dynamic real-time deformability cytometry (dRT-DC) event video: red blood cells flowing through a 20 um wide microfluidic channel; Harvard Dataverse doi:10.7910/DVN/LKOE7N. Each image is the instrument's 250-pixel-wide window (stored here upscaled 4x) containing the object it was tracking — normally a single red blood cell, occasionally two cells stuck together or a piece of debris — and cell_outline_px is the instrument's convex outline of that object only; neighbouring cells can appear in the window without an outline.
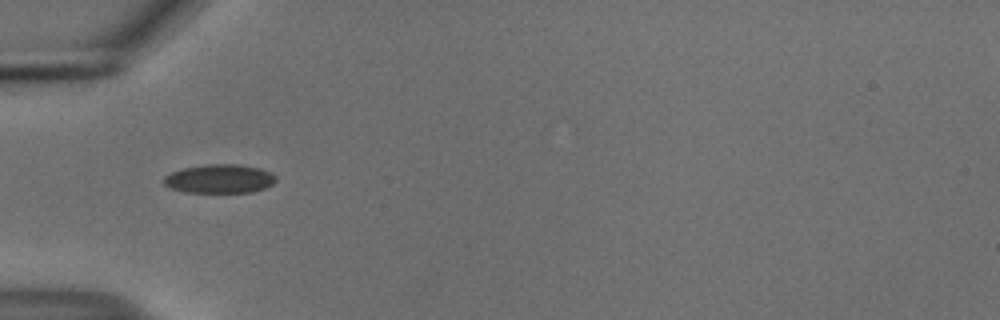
{"species": "common noctule bat (a hibernating species)", "species_latin": "Nyctalus noctula", "temperature_condition": "cold", "stored_images_in_passage": 38, "camera_frame_rate_fps": 3000, "um_per_image_px": 0.085, "animal": {"sex": "male", "body_mass_g": 18.8}, "frame": {"image": 1, "passage_image": 1, "time_ms": 0.0, "image_size_px": [1000, 320], "cell_outline_px": [[276, 180], [272, 184], [264, 188], [252, 192], [184, 192], [172, 188], [164, 184], [164, 176], [172, 172], [184, 168], [208, 164], [240, 164], [260, 168], [276, 176]], "centroid_in_image_um": [18.67, 15.19], "position_along_channel_um": 66.3, "area_um2": 18.67}}
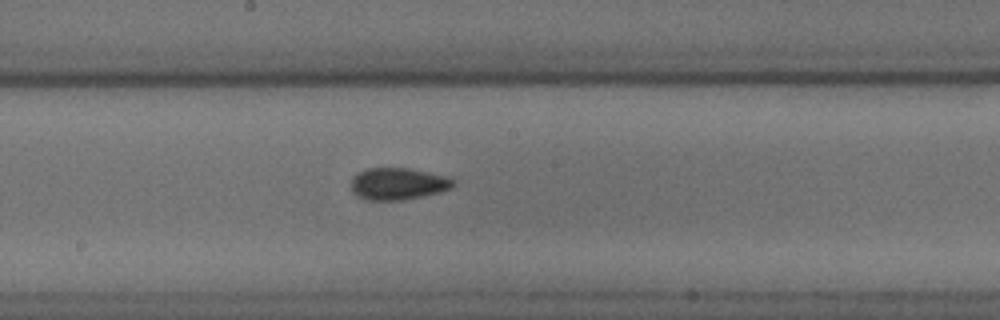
{"frame": {"image": 2, "passage_image": 13, "time_ms": 4.0, "image_size_px": [1000, 320], "cell_outline_px": [[456, 184], [452, 188], [440, 192], [424, 196], [404, 200], [364, 200], [356, 196], [352, 192], [352, 176], [356, 172], [368, 168], [408, 168], [448, 176], [456, 180]], "centroid_in_image_um": [33.84, 15.62], "position_along_channel_um": 214.4, "area_um2": 19.42}}
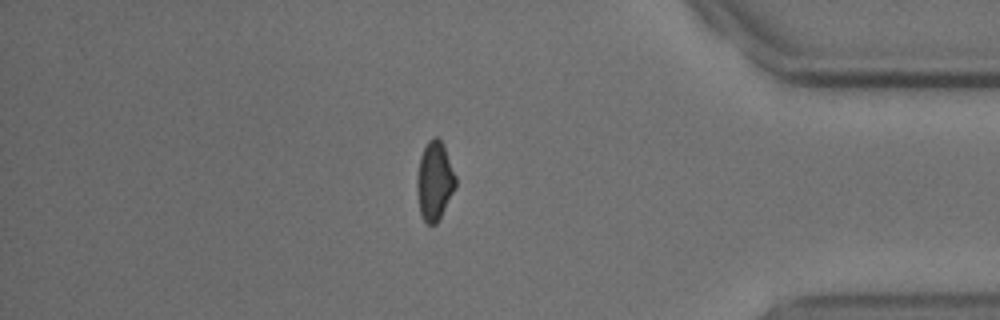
{"frame": {"image": 3, "passage_image": 30, "time_ms": 9.667, "image_size_px": [1000, 320], "cell_outline_px": [[456, 188], [436, 224], [428, 224], [424, 220], [420, 212], [416, 192], [416, 180], [420, 156], [428, 140], [432, 136], [436, 136], [440, 140], [444, 148], [456, 176]], "centroid_in_image_um": [36.92, 15.38], "position_along_channel_um": 398.3, "area_um2": 17.69}, "authors_computed_cell_mechanics": {"area_um2": 18.3226, "velocity_mm_per_s": 3.7139, "shape_relaxation_time_tau1_ms": null, "shape_relaxation_time_tau2_ms": 2.4396, "deformation_change_tau1": null, "deformation_change_tau2": 0.0474}}